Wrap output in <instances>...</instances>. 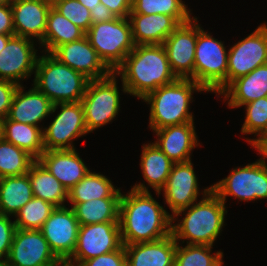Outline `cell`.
Segmentation results:
<instances>
[{"label": "cell", "mask_w": 267, "mask_h": 266, "mask_svg": "<svg viewBox=\"0 0 267 266\" xmlns=\"http://www.w3.org/2000/svg\"><path fill=\"white\" fill-rule=\"evenodd\" d=\"M122 194L119 225L123 245L151 242L171 235L172 217L143 183Z\"/></svg>", "instance_id": "cell-1"}, {"label": "cell", "mask_w": 267, "mask_h": 266, "mask_svg": "<svg viewBox=\"0 0 267 266\" xmlns=\"http://www.w3.org/2000/svg\"><path fill=\"white\" fill-rule=\"evenodd\" d=\"M114 73L122 78V91L141 100L177 79L162 44L136 45Z\"/></svg>", "instance_id": "cell-2"}, {"label": "cell", "mask_w": 267, "mask_h": 266, "mask_svg": "<svg viewBox=\"0 0 267 266\" xmlns=\"http://www.w3.org/2000/svg\"><path fill=\"white\" fill-rule=\"evenodd\" d=\"M202 192L203 199L172 216L171 234L177 243L183 240V244L188 240L187 244L190 245L213 246L222 231L227 214L225 204L211 190V186ZM182 212H186L185 217L174 224Z\"/></svg>", "instance_id": "cell-3"}, {"label": "cell", "mask_w": 267, "mask_h": 266, "mask_svg": "<svg viewBox=\"0 0 267 266\" xmlns=\"http://www.w3.org/2000/svg\"><path fill=\"white\" fill-rule=\"evenodd\" d=\"M195 91L205 90L192 79L177 78L146 95L142 100L150 104V129L155 131L166 126L194 122L189 106Z\"/></svg>", "instance_id": "cell-4"}, {"label": "cell", "mask_w": 267, "mask_h": 266, "mask_svg": "<svg viewBox=\"0 0 267 266\" xmlns=\"http://www.w3.org/2000/svg\"><path fill=\"white\" fill-rule=\"evenodd\" d=\"M44 54L38 55L33 85L54 104L80 102L89 79L61 63L51 53Z\"/></svg>", "instance_id": "cell-5"}, {"label": "cell", "mask_w": 267, "mask_h": 266, "mask_svg": "<svg viewBox=\"0 0 267 266\" xmlns=\"http://www.w3.org/2000/svg\"><path fill=\"white\" fill-rule=\"evenodd\" d=\"M228 53L221 40L204 31L197 23L194 81L205 92L218 95L227 87Z\"/></svg>", "instance_id": "cell-6"}, {"label": "cell", "mask_w": 267, "mask_h": 266, "mask_svg": "<svg viewBox=\"0 0 267 266\" xmlns=\"http://www.w3.org/2000/svg\"><path fill=\"white\" fill-rule=\"evenodd\" d=\"M85 36L112 72L135 47L128 17L92 24Z\"/></svg>", "instance_id": "cell-7"}, {"label": "cell", "mask_w": 267, "mask_h": 266, "mask_svg": "<svg viewBox=\"0 0 267 266\" xmlns=\"http://www.w3.org/2000/svg\"><path fill=\"white\" fill-rule=\"evenodd\" d=\"M116 77L117 75L112 72L103 79L89 80L85 94L80 101L88 133L112 122L118 114L120 93Z\"/></svg>", "instance_id": "cell-8"}, {"label": "cell", "mask_w": 267, "mask_h": 266, "mask_svg": "<svg viewBox=\"0 0 267 266\" xmlns=\"http://www.w3.org/2000/svg\"><path fill=\"white\" fill-rule=\"evenodd\" d=\"M211 190L225 204L227 196L240 201H254L267 198V163L259 160L243 168H234L230 174L212 184Z\"/></svg>", "instance_id": "cell-9"}, {"label": "cell", "mask_w": 267, "mask_h": 266, "mask_svg": "<svg viewBox=\"0 0 267 266\" xmlns=\"http://www.w3.org/2000/svg\"><path fill=\"white\" fill-rule=\"evenodd\" d=\"M61 109L48 127L43 128L45 151L76 149L73 140L88 133L81 102L55 103L52 113Z\"/></svg>", "instance_id": "cell-10"}, {"label": "cell", "mask_w": 267, "mask_h": 266, "mask_svg": "<svg viewBox=\"0 0 267 266\" xmlns=\"http://www.w3.org/2000/svg\"><path fill=\"white\" fill-rule=\"evenodd\" d=\"M122 246L119 222L80 225L75 251L66 262L79 266L85 260L118 250Z\"/></svg>", "instance_id": "cell-11"}, {"label": "cell", "mask_w": 267, "mask_h": 266, "mask_svg": "<svg viewBox=\"0 0 267 266\" xmlns=\"http://www.w3.org/2000/svg\"><path fill=\"white\" fill-rule=\"evenodd\" d=\"M227 86L235 79L267 64V25L260 24L250 35L228 50Z\"/></svg>", "instance_id": "cell-12"}, {"label": "cell", "mask_w": 267, "mask_h": 266, "mask_svg": "<svg viewBox=\"0 0 267 266\" xmlns=\"http://www.w3.org/2000/svg\"><path fill=\"white\" fill-rule=\"evenodd\" d=\"M80 224L74 210L56 207L39 229L51 251L61 261H67L75 251Z\"/></svg>", "instance_id": "cell-13"}, {"label": "cell", "mask_w": 267, "mask_h": 266, "mask_svg": "<svg viewBox=\"0 0 267 266\" xmlns=\"http://www.w3.org/2000/svg\"><path fill=\"white\" fill-rule=\"evenodd\" d=\"M197 18L180 24L162 44L172 72L177 78L194 81L195 48L197 41Z\"/></svg>", "instance_id": "cell-14"}, {"label": "cell", "mask_w": 267, "mask_h": 266, "mask_svg": "<svg viewBox=\"0 0 267 266\" xmlns=\"http://www.w3.org/2000/svg\"><path fill=\"white\" fill-rule=\"evenodd\" d=\"M5 261L10 266H56L61 262L40 230L18 228Z\"/></svg>", "instance_id": "cell-15"}, {"label": "cell", "mask_w": 267, "mask_h": 266, "mask_svg": "<svg viewBox=\"0 0 267 266\" xmlns=\"http://www.w3.org/2000/svg\"><path fill=\"white\" fill-rule=\"evenodd\" d=\"M34 41L21 36H12L0 52V80L21 85L36 69L38 59Z\"/></svg>", "instance_id": "cell-16"}, {"label": "cell", "mask_w": 267, "mask_h": 266, "mask_svg": "<svg viewBox=\"0 0 267 266\" xmlns=\"http://www.w3.org/2000/svg\"><path fill=\"white\" fill-rule=\"evenodd\" d=\"M51 54L61 63L83 74L89 80L103 79L112 73L100 59L86 36L58 46Z\"/></svg>", "instance_id": "cell-17"}, {"label": "cell", "mask_w": 267, "mask_h": 266, "mask_svg": "<svg viewBox=\"0 0 267 266\" xmlns=\"http://www.w3.org/2000/svg\"><path fill=\"white\" fill-rule=\"evenodd\" d=\"M191 161L174 163L163 190L165 204L171 209V217L191 206L200 194L198 178Z\"/></svg>", "instance_id": "cell-18"}, {"label": "cell", "mask_w": 267, "mask_h": 266, "mask_svg": "<svg viewBox=\"0 0 267 266\" xmlns=\"http://www.w3.org/2000/svg\"><path fill=\"white\" fill-rule=\"evenodd\" d=\"M10 5L15 35L31 40L36 38L41 44L52 6L40 0H14Z\"/></svg>", "instance_id": "cell-19"}, {"label": "cell", "mask_w": 267, "mask_h": 266, "mask_svg": "<svg viewBox=\"0 0 267 266\" xmlns=\"http://www.w3.org/2000/svg\"><path fill=\"white\" fill-rule=\"evenodd\" d=\"M153 132L158 136L154 144L173 163L191 161V152L200 145L197 133L195 132L194 122L166 126Z\"/></svg>", "instance_id": "cell-20"}, {"label": "cell", "mask_w": 267, "mask_h": 266, "mask_svg": "<svg viewBox=\"0 0 267 266\" xmlns=\"http://www.w3.org/2000/svg\"><path fill=\"white\" fill-rule=\"evenodd\" d=\"M76 149L44 151L37 159L69 191L90 169Z\"/></svg>", "instance_id": "cell-21"}, {"label": "cell", "mask_w": 267, "mask_h": 266, "mask_svg": "<svg viewBox=\"0 0 267 266\" xmlns=\"http://www.w3.org/2000/svg\"><path fill=\"white\" fill-rule=\"evenodd\" d=\"M54 103L34 85L25 92L23 85L18 86L10 107L8 118L24 124L38 125L52 113Z\"/></svg>", "instance_id": "cell-22"}, {"label": "cell", "mask_w": 267, "mask_h": 266, "mask_svg": "<svg viewBox=\"0 0 267 266\" xmlns=\"http://www.w3.org/2000/svg\"><path fill=\"white\" fill-rule=\"evenodd\" d=\"M128 19L135 46L163 44L166 38L180 25L174 17L164 14L130 13Z\"/></svg>", "instance_id": "cell-23"}, {"label": "cell", "mask_w": 267, "mask_h": 266, "mask_svg": "<svg viewBox=\"0 0 267 266\" xmlns=\"http://www.w3.org/2000/svg\"><path fill=\"white\" fill-rule=\"evenodd\" d=\"M124 247L127 266H174L177 242L172 234L156 241Z\"/></svg>", "instance_id": "cell-24"}, {"label": "cell", "mask_w": 267, "mask_h": 266, "mask_svg": "<svg viewBox=\"0 0 267 266\" xmlns=\"http://www.w3.org/2000/svg\"><path fill=\"white\" fill-rule=\"evenodd\" d=\"M220 95L224 96V102L228 100L229 108H239L259 98L267 97V64L233 80Z\"/></svg>", "instance_id": "cell-25"}, {"label": "cell", "mask_w": 267, "mask_h": 266, "mask_svg": "<svg viewBox=\"0 0 267 266\" xmlns=\"http://www.w3.org/2000/svg\"><path fill=\"white\" fill-rule=\"evenodd\" d=\"M0 136L20 149L25 150L36 160L45 151L43 127L18 123L6 117L1 121Z\"/></svg>", "instance_id": "cell-26"}, {"label": "cell", "mask_w": 267, "mask_h": 266, "mask_svg": "<svg viewBox=\"0 0 267 266\" xmlns=\"http://www.w3.org/2000/svg\"><path fill=\"white\" fill-rule=\"evenodd\" d=\"M173 162L154 144H143L140 167L148 186L161 194L171 172Z\"/></svg>", "instance_id": "cell-27"}, {"label": "cell", "mask_w": 267, "mask_h": 266, "mask_svg": "<svg viewBox=\"0 0 267 266\" xmlns=\"http://www.w3.org/2000/svg\"><path fill=\"white\" fill-rule=\"evenodd\" d=\"M33 197L28 173L0 178V214L15 216Z\"/></svg>", "instance_id": "cell-28"}, {"label": "cell", "mask_w": 267, "mask_h": 266, "mask_svg": "<svg viewBox=\"0 0 267 266\" xmlns=\"http://www.w3.org/2000/svg\"><path fill=\"white\" fill-rule=\"evenodd\" d=\"M121 190L112 181L100 173L89 171L76 185L68 191L70 203H83L101 198H121Z\"/></svg>", "instance_id": "cell-29"}, {"label": "cell", "mask_w": 267, "mask_h": 266, "mask_svg": "<svg viewBox=\"0 0 267 266\" xmlns=\"http://www.w3.org/2000/svg\"><path fill=\"white\" fill-rule=\"evenodd\" d=\"M33 195L51 203L55 207H63L68 199V191L38 160L28 170Z\"/></svg>", "instance_id": "cell-30"}, {"label": "cell", "mask_w": 267, "mask_h": 266, "mask_svg": "<svg viewBox=\"0 0 267 266\" xmlns=\"http://www.w3.org/2000/svg\"><path fill=\"white\" fill-rule=\"evenodd\" d=\"M85 35L86 33L81 28L51 7L45 36L40 47H44L43 52L52 53L58 46L80 40Z\"/></svg>", "instance_id": "cell-31"}, {"label": "cell", "mask_w": 267, "mask_h": 266, "mask_svg": "<svg viewBox=\"0 0 267 266\" xmlns=\"http://www.w3.org/2000/svg\"><path fill=\"white\" fill-rule=\"evenodd\" d=\"M120 198H101L83 203H72L80 225L119 222Z\"/></svg>", "instance_id": "cell-32"}, {"label": "cell", "mask_w": 267, "mask_h": 266, "mask_svg": "<svg viewBox=\"0 0 267 266\" xmlns=\"http://www.w3.org/2000/svg\"><path fill=\"white\" fill-rule=\"evenodd\" d=\"M36 159L0 136V178L28 173Z\"/></svg>", "instance_id": "cell-33"}, {"label": "cell", "mask_w": 267, "mask_h": 266, "mask_svg": "<svg viewBox=\"0 0 267 266\" xmlns=\"http://www.w3.org/2000/svg\"><path fill=\"white\" fill-rule=\"evenodd\" d=\"M211 245H190L184 247L177 243L174 266H223V252L211 254Z\"/></svg>", "instance_id": "cell-34"}, {"label": "cell", "mask_w": 267, "mask_h": 266, "mask_svg": "<svg viewBox=\"0 0 267 266\" xmlns=\"http://www.w3.org/2000/svg\"><path fill=\"white\" fill-rule=\"evenodd\" d=\"M130 13L164 14L174 17L180 24L192 19L191 10L182 0H133Z\"/></svg>", "instance_id": "cell-35"}, {"label": "cell", "mask_w": 267, "mask_h": 266, "mask_svg": "<svg viewBox=\"0 0 267 266\" xmlns=\"http://www.w3.org/2000/svg\"><path fill=\"white\" fill-rule=\"evenodd\" d=\"M55 208L51 203L34 196L14 216L15 226L18 229L39 230Z\"/></svg>", "instance_id": "cell-36"}, {"label": "cell", "mask_w": 267, "mask_h": 266, "mask_svg": "<svg viewBox=\"0 0 267 266\" xmlns=\"http://www.w3.org/2000/svg\"><path fill=\"white\" fill-rule=\"evenodd\" d=\"M245 121L241 133L245 135L255 134L253 139H246L251 146L260 138L267 136V97H262L247 104Z\"/></svg>", "instance_id": "cell-37"}, {"label": "cell", "mask_w": 267, "mask_h": 266, "mask_svg": "<svg viewBox=\"0 0 267 266\" xmlns=\"http://www.w3.org/2000/svg\"><path fill=\"white\" fill-rule=\"evenodd\" d=\"M52 7L85 33L92 25L90 10L78 0H58Z\"/></svg>", "instance_id": "cell-38"}, {"label": "cell", "mask_w": 267, "mask_h": 266, "mask_svg": "<svg viewBox=\"0 0 267 266\" xmlns=\"http://www.w3.org/2000/svg\"><path fill=\"white\" fill-rule=\"evenodd\" d=\"M9 217L0 214V260L7 259L17 229Z\"/></svg>", "instance_id": "cell-39"}, {"label": "cell", "mask_w": 267, "mask_h": 266, "mask_svg": "<svg viewBox=\"0 0 267 266\" xmlns=\"http://www.w3.org/2000/svg\"><path fill=\"white\" fill-rule=\"evenodd\" d=\"M79 266H127L125 247L85 260Z\"/></svg>", "instance_id": "cell-40"}, {"label": "cell", "mask_w": 267, "mask_h": 266, "mask_svg": "<svg viewBox=\"0 0 267 266\" xmlns=\"http://www.w3.org/2000/svg\"><path fill=\"white\" fill-rule=\"evenodd\" d=\"M18 86L14 82L0 80V121L8 116Z\"/></svg>", "instance_id": "cell-41"}, {"label": "cell", "mask_w": 267, "mask_h": 266, "mask_svg": "<svg viewBox=\"0 0 267 266\" xmlns=\"http://www.w3.org/2000/svg\"><path fill=\"white\" fill-rule=\"evenodd\" d=\"M117 18H127L132 10L133 0H100Z\"/></svg>", "instance_id": "cell-42"}, {"label": "cell", "mask_w": 267, "mask_h": 266, "mask_svg": "<svg viewBox=\"0 0 267 266\" xmlns=\"http://www.w3.org/2000/svg\"><path fill=\"white\" fill-rule=\"evenodd\" d=\"M0 34L15 35L10 4L0 6Z\"/></svg>", "instance_id": "cell-43"}, {"label": "cell", "mask_w": 267, "mask_h": 266, "mask_svg": "<svg viewBox=\"0 0 267 266\" xmlns=\"http://www.w3.org/2000/svg\"><path fill=\"white\" fill-rule=\"evenodd\" d=\"M92 24H97L101 22L111 21L116 17L103 3H99L90 12Z\"/></svg>", "instance_id": "cell-44"}, {"label": "cell", "mask_w": 267, "mask_h": 266, "mask_svg": "<svg viewBox=\"0 0 267 266\" xmlns=\"http://www.w3.org/2000/svg\"><path fill=\"white\" fill-rule=\"evenodd\" d=\"M252 147H254L258 153L261 155L262 161H267V136L257 140Z\"/></svg>", "instance_id": "cell-45"}, {"label": "cell", "mask_w": 267, "mask_h": 266, "mask_svg": "<svg viewBox=\"0 0 267 266\" xmlns=\"http://www.w3.org/2000/svg\"><path fill=\"white\" fill-rule=\"evenodd\" d=\"M82 5L90 10V12L96 7L97 4L101 3L100 0H78Z\"/></svg>", "instance_id": "cell-46"}, {"label": "cell", "mask_w": 267, "mask_h": 266, "mask_svg": "<svg viewBox=\"0 0 267 266\" xmlns=\"http://www.w3.org/2000/svg\"><path fill=\"white\" fill-rule=\"evenodd\" d=\"M14 35H4L0 34V52L3 50V48L6 46L8 40Z\"/></svg>", "instance_id": "cell-47"}, {"label": "cell", "mask_w": 267, "mask_h": 266, "mask_svg": "<svg viewBox=\"0 0 267 266\" xmlns=\"http://www.w3.org/2000/svg\"><path fill=\"white\" fill-rule=\"evenodd\" d=\"M13 1L14 0H0V6L11 4Z\"/></svg>", "instance_id": "cell-48"}, {"label": "cell", "mask_w": 267, "mask_h": 266, "mask_svg": "<svg viewBox=\"0 0 267 266\" xmlns=\"http://www.w3.org/2000/svg\"><path fill=\"white\" fill-rule=\"evenodd\" d=\"M53 6L58 0H40Z\"/></svg>", "instance_id": "cell-49"}, {"label": "cell", "mask_w": 267, "mask_h": 266, "mask_svg": "<svg viewBox=\"0 0 267 266\" xmlns=\"http://www.w3.org/2000/svg\"><path fill=\"white\" fill-rule=\"evenodd\" d=\"M56 266H75V265H72V264H69V263H67L66 261H64V262H60L58 265H56Z\"/></svg>", "instance_id": "cell-50"}, {"label": "cell", "mask_w": 267, "mask_h": 266, "mask_svg": "<svg viewBox=\"0 0 267 266\" xmlns=\"http://www.w3.org/2000/svg\"><path fill=\"white\" fill-rule=\"evenodd\" d=\"M0 266H10L5 260H0Z\"/></svg>", "instance_id": "cell-51"}]
</instances>
